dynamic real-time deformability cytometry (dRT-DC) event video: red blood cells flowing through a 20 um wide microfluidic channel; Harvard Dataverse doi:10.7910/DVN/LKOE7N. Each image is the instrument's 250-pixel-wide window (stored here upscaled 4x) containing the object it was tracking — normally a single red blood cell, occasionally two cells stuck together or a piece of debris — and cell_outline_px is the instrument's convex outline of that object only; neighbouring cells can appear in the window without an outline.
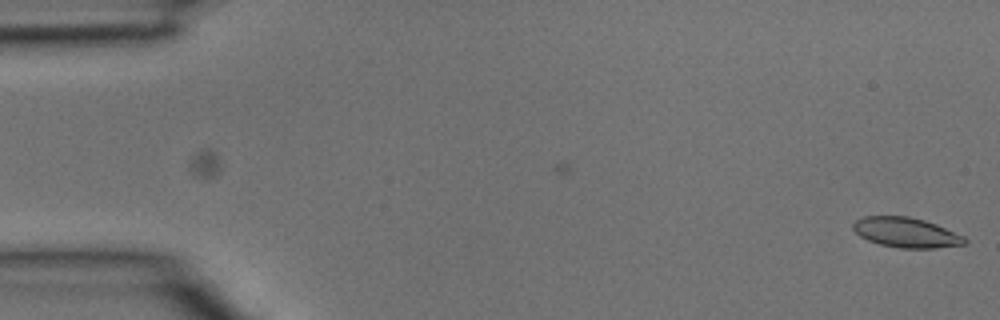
{"species": "common noctule bat (a hibernating species)", "species_latin": "Nyctalus noctula", "temperature_condition": "room temperature", "stored_images_in_passage": 3, "camera_frame_rate_fps": 3000, "um_per_image_px": 0.085, "animal": {"sex": "male", "body_mass_g": 15.6}, "frame": {"image": 1, "passage_image": 3, "time_ms": 0.667, "image_size_px": [1000, 320], "cell_outline_px": [[968, 240], [964, 244], [936, 248], [900, 248], [880, 244], [868, 240], [860, 236], [852, 228], [852, 224], [856, 220], [864, 216], [908, 216], [924, 220], [936, 224], [964, 236]], "centroid_in_image_um": [77.01, 19.76], "position_along_channel_um": 8.0, "area_um2": 19.42}}